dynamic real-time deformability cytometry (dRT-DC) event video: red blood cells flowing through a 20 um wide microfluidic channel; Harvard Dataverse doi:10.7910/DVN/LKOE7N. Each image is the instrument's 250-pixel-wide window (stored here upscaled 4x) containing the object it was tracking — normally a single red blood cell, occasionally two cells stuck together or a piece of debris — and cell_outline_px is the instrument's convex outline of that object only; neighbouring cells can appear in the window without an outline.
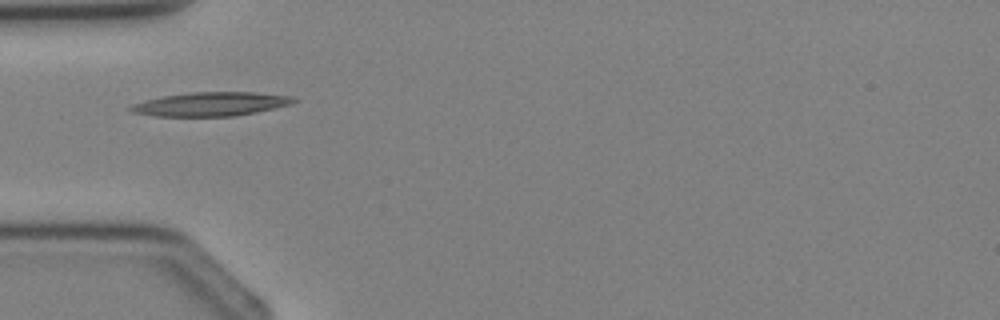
{"species": "Egyptian fruit bat (a non-hibernating species)", "species_latin": "Rousettus aegyptiacus", "temperature_condition": "cold", "stored_images_in_passage": 1, "camera_frame_rate_fps": 3000, "um_per_image_px": 0.085, "animal": {"sex": "female"}, "frame": {"image": 1, "passage_image": 1, "time_ms": 0.0, "image_size_px": [1000, 320], "cell_outline_px": [[300, 100], [292, 104], [256, 112], [236, 116], [156, 116], [132, 112], [128, 108], [132, 104], [144, 100], [164, 96], [192, 92], [256, 92], [292, 96]], "centroid_in_image_um": [17.96, 8.84], "position_along_channel_um": 67.0, "area_um2": 22.72}}